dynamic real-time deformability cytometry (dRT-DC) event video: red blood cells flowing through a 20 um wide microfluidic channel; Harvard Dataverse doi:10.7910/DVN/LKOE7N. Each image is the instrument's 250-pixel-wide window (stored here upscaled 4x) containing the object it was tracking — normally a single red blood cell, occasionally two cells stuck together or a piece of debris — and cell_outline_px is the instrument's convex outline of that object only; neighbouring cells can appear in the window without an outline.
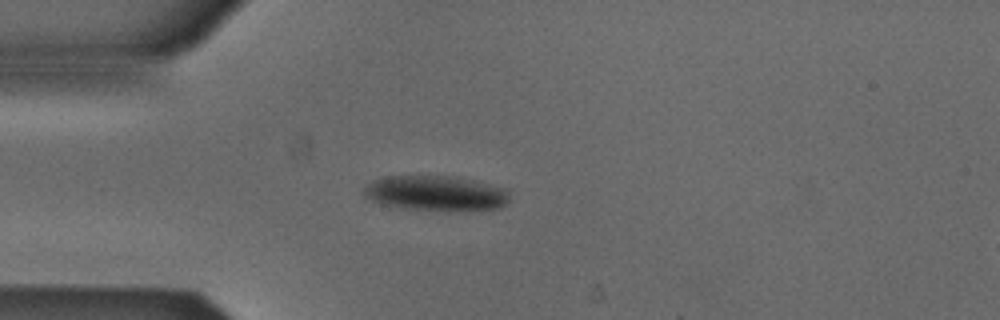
{"species": "Egyptian fruit bat (a non-hibernating species)", "species_latin": "Rousettus aegyptiacus", "temperature_condition": "cold", "stored_images_in_passage": 4, "camera_frame_rate_fps": 3000, "um_per_image_px": 0.085, "animal": {"sex": "male"}, "frame": {"image": 1, "passage_image": 3, "time_ms": 0.667, "image_size_px": [1000, 320], "cell_outline_px": [[508, 204], [500, 208], [400, 208], [380, 204], [364, 196], [364, 188], [368, 184], [376, 180], [392, 176], [452, 176], [472, 180], [508, 188]], "centroid_in_image_um": [37.04, 16.39], "position_along_channel_um": 48.0, "area_um2": 28.73}}